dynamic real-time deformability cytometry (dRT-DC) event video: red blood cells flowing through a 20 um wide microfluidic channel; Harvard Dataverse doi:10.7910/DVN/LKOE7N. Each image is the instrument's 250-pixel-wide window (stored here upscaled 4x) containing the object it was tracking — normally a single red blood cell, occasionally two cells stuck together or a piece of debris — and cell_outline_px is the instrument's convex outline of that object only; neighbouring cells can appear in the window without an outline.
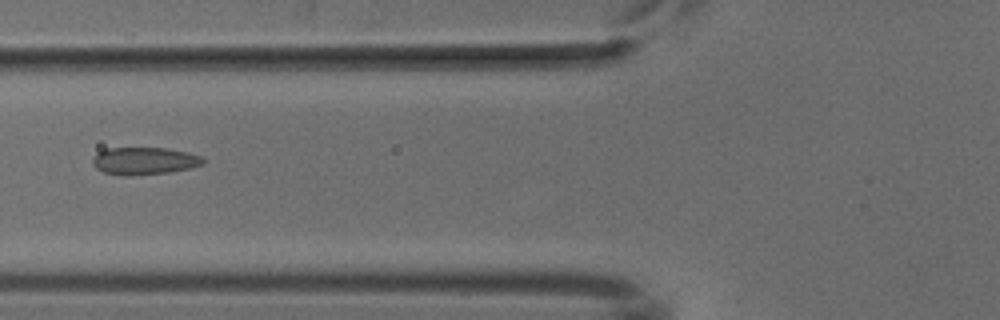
{"species": "common noctule bat (a hibernating species)", "species_latin": "Nyctalus noctula", "temperature_condition": "cold", "stored_images_in_passage": 3, "camera_frame_rate_fps": 3000, "um_per_image_px": 0.085, "animal": {"sex": "male", "body_mass_g": 18.8}, "frame": {"image": 1, "passage_image": 2, "time_ms": 1.0, "image_size_px": [1000, 320], "cell_outline_px": [[204, 164], [188, 168], [168, 172], [132, 176], [120, 176], [104, 172], [96, 168], [92, 164], [92, 156], [108, 148], [164, 148], [188, 152], [200, 156], [204, 160]], "centroid_in_image_um": [12.23, 13.68], "position_along_channel_um": 113.6, "area_um2": 17.63}}
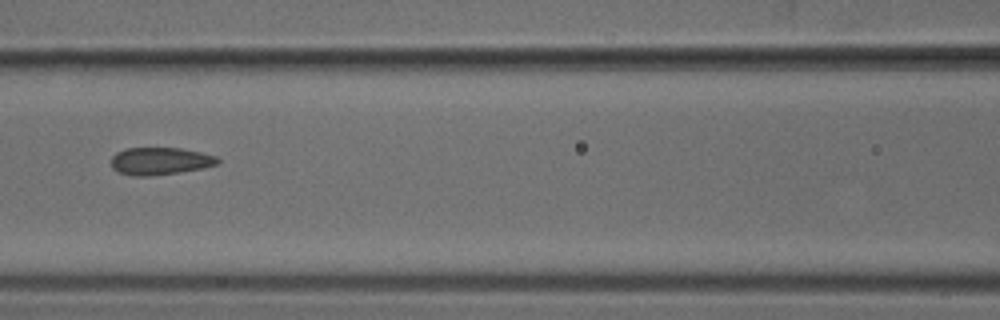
{"frame": {"image": 2, "passage_image": 3, "time_ms": 2.0, "image_size_px": [1000, 320], "cell_outline_px": [[220, 164], [204, 168], [180, 172], [148, 176], [132, 176], [120, 172], [112, 168], [112, 156], [116, 152], [124, 148], [180, 148], [200, 152], [216, 156], [220, 160]], "centroid_in_image_um": [13.63, 13.69], "position_along_channel_um": 153.0, "area_um2": 17.11}}